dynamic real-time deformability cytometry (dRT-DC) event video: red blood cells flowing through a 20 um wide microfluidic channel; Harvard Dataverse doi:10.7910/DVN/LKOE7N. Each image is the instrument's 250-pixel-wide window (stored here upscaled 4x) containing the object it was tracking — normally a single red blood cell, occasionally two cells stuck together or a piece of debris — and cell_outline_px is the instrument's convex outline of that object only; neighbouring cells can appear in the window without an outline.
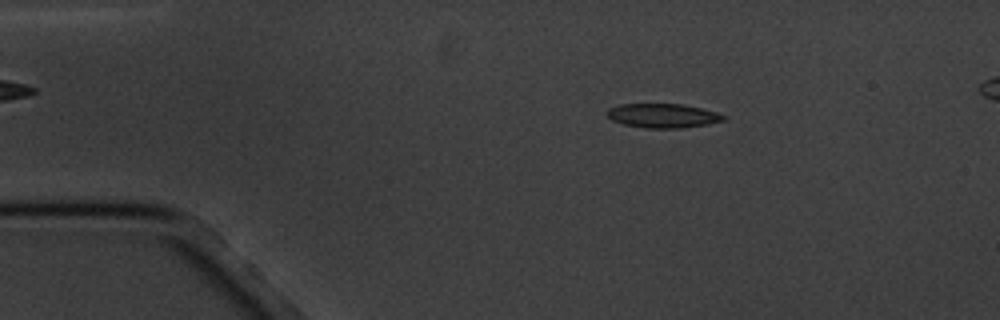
{"species": "common noctule bat (a hibernating species)", "species_latin": "Nyctalus noctula", "temperature_condition": "cold", "stored_images_in_passage": 6, "camera_frame_rate_fps": 3000, "um_per_image_px": 0.085, "animal": {"sex": "male", "body_mass_g": 20.1, "forearm_length_mm": 53.5}, "frame": {"image": 1, "passage_image": 2, "time_ms": 1.333, "image_size_px": [1000, 320], "cell_outline_px": [[728, 120], [708, 124], [680, 128], [648, 128], [624, 124], [612, 120], [608, 116], [608, 108], [620, 104], [684, 104], [716, 112], [728, 116]], "centroid_in_image_um": [56.4, 9.83], "position_along_channel_um": 28.6, "area_um2": 16.42}}
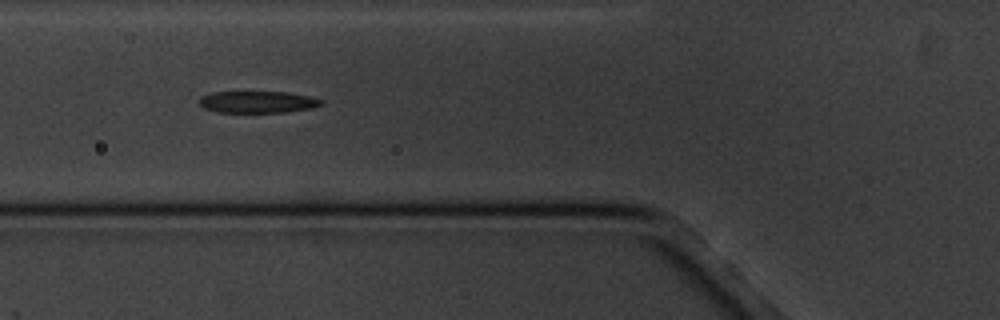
{"frame": {"image": 2, "passage_image": 5, "time_ms": 5.0, "image_size_px": [1000, 320], "cell_outline_px": [[324, 104], [312, 108], [284, 112], [216, 112], [204, 108], [200, 104], [200, 96], [212, 92], [288, 92], [308, 96], [324, 100]], "centroid_in_image_um": [21.91, 8.66], "position_along_channel_um": 103.9, "area_um2": 15.49}}
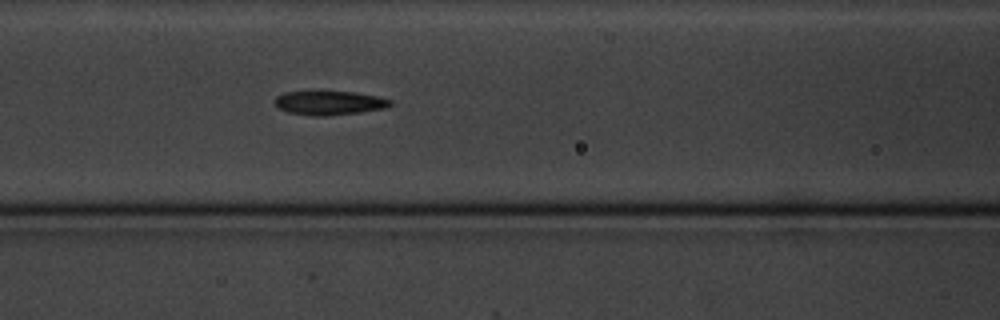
{"frame": {"image": 3, "passage_image": 6, "time_ms": 6.0, "image_size_px": [1000, 320], "cell_outline_px": [[392, 104], [388, 108], [360, 112], [328, 116], [312, 116], [288, 112], [280, 108], [272, 100], [276, 96], [284, 92], [356, 92], [376, 96], [392, 100]], "centroid_in_image_um": [28.01, 8.75], "position_along_channel_um": 138.6, "area_um2": 16.18}}